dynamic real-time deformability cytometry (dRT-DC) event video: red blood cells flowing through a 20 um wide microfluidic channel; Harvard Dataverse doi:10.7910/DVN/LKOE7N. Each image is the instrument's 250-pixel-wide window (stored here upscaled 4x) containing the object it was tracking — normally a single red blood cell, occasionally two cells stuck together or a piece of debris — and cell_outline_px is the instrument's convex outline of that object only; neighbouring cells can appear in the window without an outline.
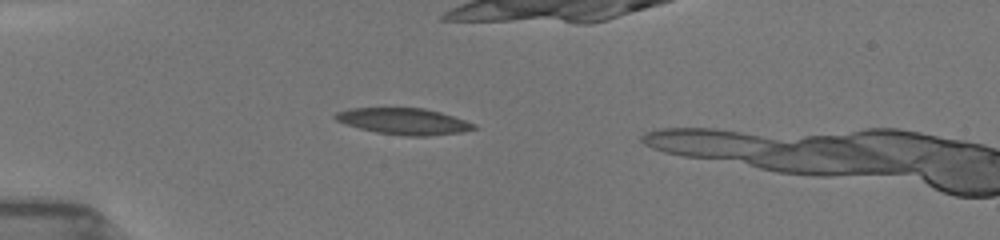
{"species": "common noctule bat (a hibernating species)", "species_latin": "Nyctalus noctula", "temperature_condition": "room temperature", "stored_images_in_passage": 42, "camera_frame_rate_fps": 3000, "um_per_image_px": 0.085, "animal": {"sex": "female", "body_mass_g": 19.5, "forearm_length_mm": 54.1}, "frame": {"image": 1, "passage_image": 8, "time_ms": 2.333, "image_size_px": [1000, 240], "cell_outline_px": [[480, 128], [460, 132], [428, 136], [404, 136], [376, 132], [360, 128], [336, 120], [332, 116], [336, 112], [352, 108], [424, 108], [440, 112], [476, 124]], "centroid_in_image_um": [34.34, 10.31], "position_along_channel_um": 50.7, "area_um2": 21.15}}
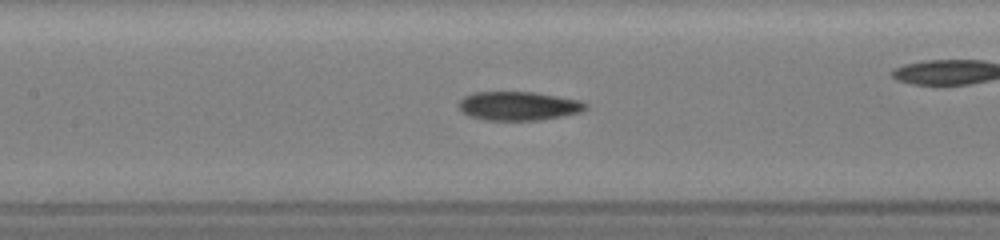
{"frame": {"image": 2, "passage_image": 15, "time_ms": 5.667, "image_size_px": [1000, 240], "cell_outline_px": [[588, 108], [580, 112], [564, 116], [544, 120], [484, 120], [468, 116], [460, 112], [456, 104], [464, 96], [476, 92], [536, 92], [580, 100], [588, 104]], "centroid_in_image_um": [44.06, 9.01], "position_along_channel_um": 163.3, "area_um2": 21.73}}
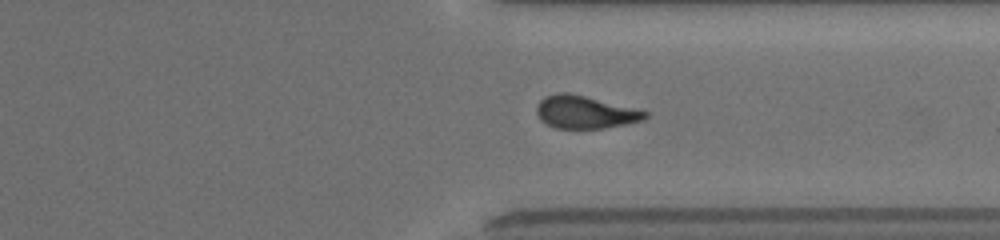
{"frame": {"image": 3, "passage_image": 29, "time_ms": 10.667, "image_size_px": [1000, 240], "cell_outline_px": [[648, 116], [644, 120], [604, 128], [556, 128], [540, 120], [536, 112], [536, 108], [540, 100], [544, 96], [556, 92], [568, 92], [648, 112]], "centroid_in_image_um": [49.68, 9.53], "position_along_channel_um": 361.7, "area_um2": 20.4}}